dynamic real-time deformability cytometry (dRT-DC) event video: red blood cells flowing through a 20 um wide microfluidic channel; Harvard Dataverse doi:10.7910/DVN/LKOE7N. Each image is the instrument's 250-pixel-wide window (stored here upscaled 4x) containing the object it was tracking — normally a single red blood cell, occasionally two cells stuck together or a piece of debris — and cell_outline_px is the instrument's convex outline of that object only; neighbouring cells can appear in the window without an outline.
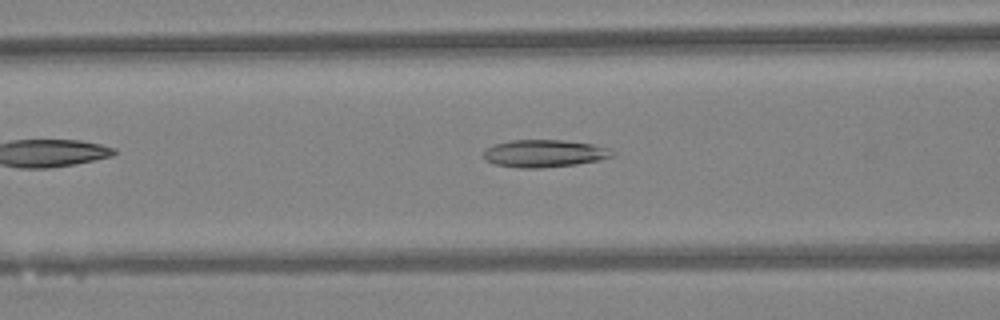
{"species": "Egyptian fruit bat (a non-hibernating species)", "species_latin": "Rousettus aegyptiacus", "temperature_condition": "warm", "stored_images_in_passage": 29, "camera_frame_rate_fps": 3000, "um_per_image_px": 0.085, "animal": {"sex": "female"}, "frame": {"image": 1, "passage_image": 10, "time_ms": 3.0, "image_size_px": [1000, 320], "cell_outline_px": [[612, 156], [600, 160], [576, 164], [540, 168], [520, 168], [496, 164], [484, 160], [484, 152], [492, 144], [512, 140], [564, 140], [592, 144], [612, 148]], "centroid_in_image_um": [46.27, 13.04], "position_along_channel_um": 120.3, "area_um2": 20.58}}
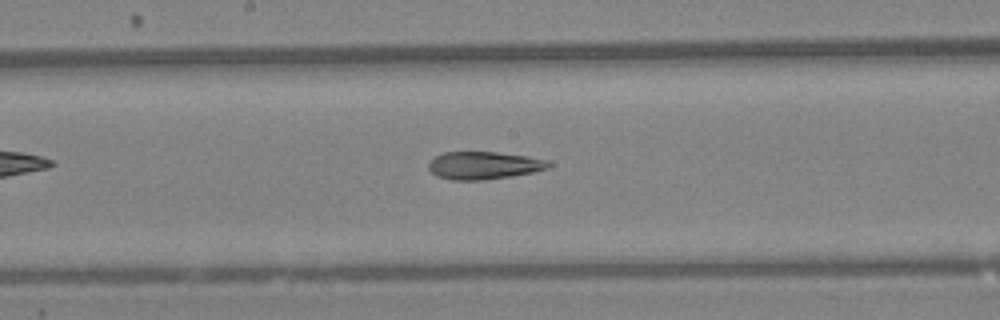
{"frame": {"image": 2, "passage_image": 16, "time_ms": 5.0, "image_size_px": [1000, 320], "cell_outline_px": [[552, 164], [548, 168], [536, 172], [512, 176], [484, 180], [452, 180], [436, 176], [428, 168], [428, 164], [436, 156], [444, 152], [496, 152], [528, 156], [548, 160]], "centroid_in_image_um": [41.16, 14.06], "position_along_channel_um": 207.0, "area_um2": 19.48}}
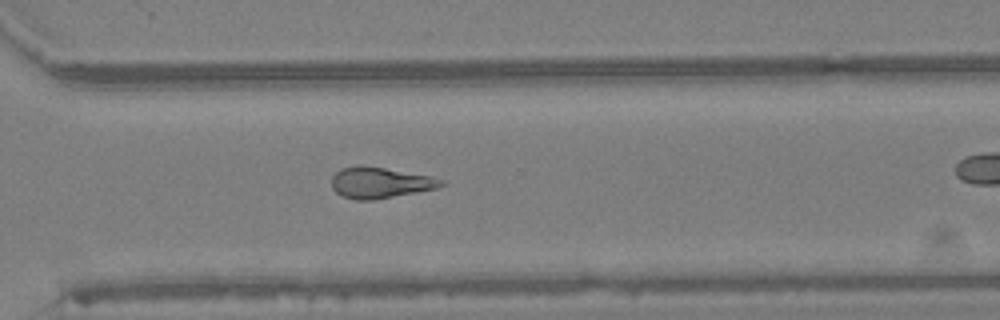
{"frame": {"image": 3, "passage_image": 25, "time_ms": 8.0, "image_size_px": [1000, 320], "cell_outline_px": [[448, 184], [436, 188], [372, 200], [356, 200], [340, 196], [332, 188], [332, 176], [340, 168], [360, 164], [432, 176], [448, 180]], "centroid_in_image_um": [32.32, 15.51], "position_along_channel_um": 338.3, "area_um2": 20.0}}